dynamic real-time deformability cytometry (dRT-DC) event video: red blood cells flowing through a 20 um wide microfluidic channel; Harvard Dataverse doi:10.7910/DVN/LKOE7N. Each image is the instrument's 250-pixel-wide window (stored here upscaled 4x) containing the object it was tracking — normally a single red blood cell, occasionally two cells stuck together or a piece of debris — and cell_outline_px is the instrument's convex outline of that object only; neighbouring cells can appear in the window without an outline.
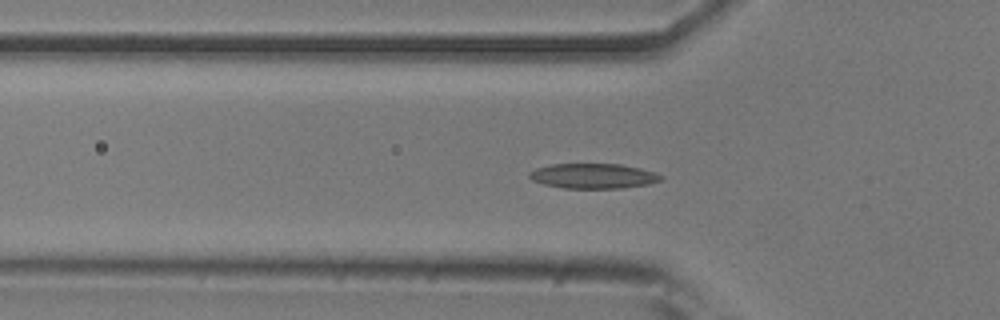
{"species": "common noctule bat (a hibernating species)", "species_latin": "Nyctalus noctula", "temperature_condition": "room temperature", "stored_images_in_passage": 53, "camera_frame_rate_fps": 3000, "um_per_image_px": 0.085, "animal": {"sex": "male", "body_mass_g": 20.5, "forearm_length_mm": 52.5}, "frame": {"image": 1, "passage_image": 16, "time_ms": 5.0, "image_size_px": [1000, 320], "cell_outline_px": [[664, 176], [660, 180], [648, 184], [620, 188], [564, 188], [544, 184], [532, 180], [528, 176], [528, 172], [536, 168], [552, 164], [620, 164], [640, 168]], "centroid_in_image_um": [50.39, 14.95], "position_along_channel_um": 75.4, "area_um2": 19.02}}
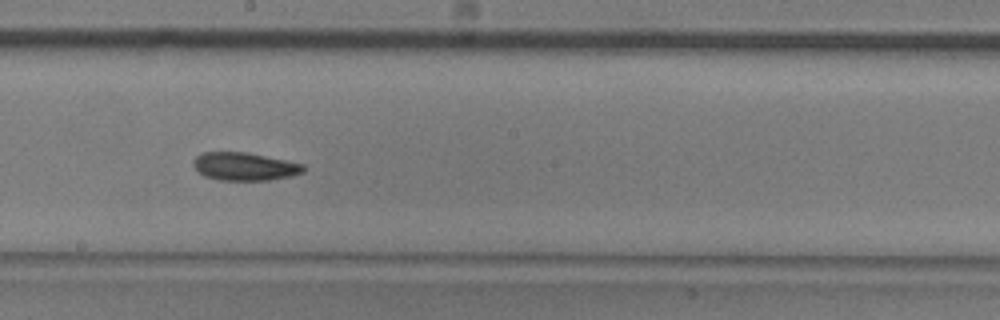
{"frame": {"image": 2, "passage_image": 28, "time_ms": 9.0, "image_size_px": [1000, 320], "cell_outline_px": [[304, 172], [292, 176], [268, 180], [220, 180], [204, 176], [192, 164], [192, 160], [200, 152], [244, 152], [304, 164]], "centroid_in_image_um": [20.76, 14.15], "position_along_channel_um": 227.4, "area_um2": 17.86}}
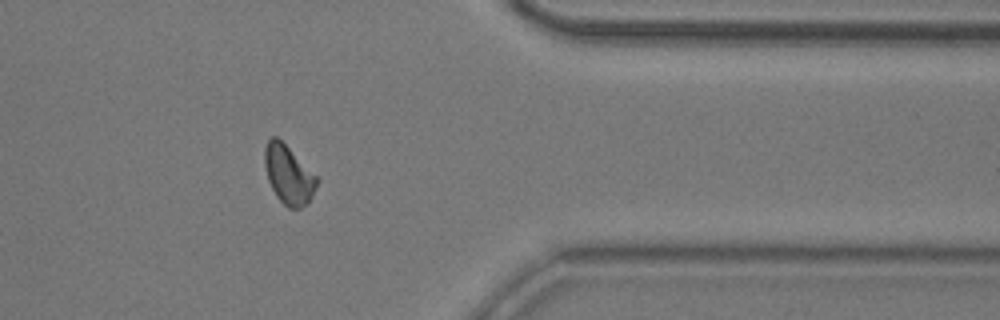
{"frame": {"image": 3, "passage_image": 42, "time_ms": 13.667, "image_size_px": [1000, 320], "cell_outline_px": [[320, 180], [308, 204], [300, 208], [288, 208], [276, 196], [268, 180], [264, 164], [264, 148], [268, 140], [272, 136], [276, 136]], "centroid_in_image_um": [24.52, 14.88], "position_along_channel_um": 386.9, "area_um2": 17.63}, "authors_computed_cell_mechanics": {"area_um2": 17.918, "velocity_mm_per_s": 3.7738, "shape_relaxation_time_tau1_ms": 3.822, "shape_relaxation_time_tau2_ms": 7.6415, "deformation_change_tau1": 0.1053, "deformation_change_tau2": 0.1671}}